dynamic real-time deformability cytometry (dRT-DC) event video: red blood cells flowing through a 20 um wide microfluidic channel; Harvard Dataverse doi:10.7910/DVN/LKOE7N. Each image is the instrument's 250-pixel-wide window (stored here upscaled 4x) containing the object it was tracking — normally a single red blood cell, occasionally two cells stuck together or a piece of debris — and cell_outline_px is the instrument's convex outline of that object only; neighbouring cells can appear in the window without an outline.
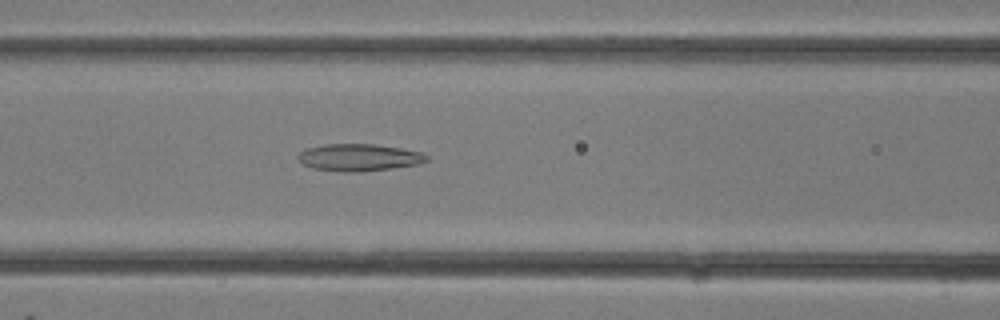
{"species": "common noctule bat (a hibernating species)", "species_latin": "Nyctalus noctula", "temperature_condition": "room temperature", "stored_images_in_passage": 30, "camera_frame_rate_fps": 3000, "um_per_image_px": 0.085, "animal": {"sex": "female"}, "frame": {"image": 1, "passage_image": 13, "time_ms": 4.0, "image_size_px": [1000, 320], "cell_outline_px": [[428, 160], [420, 164], [392, 168], [360, 172], [344, 172], [312, 168], [304, 164], [296, 156], [304, 148], [324, 144], [376, 144], [424, 152], [428, 156]], "centroid_in_image_um": [30.53, 13.38], "position_along_channel_um": 136.1, "area_um2": 20.52}}
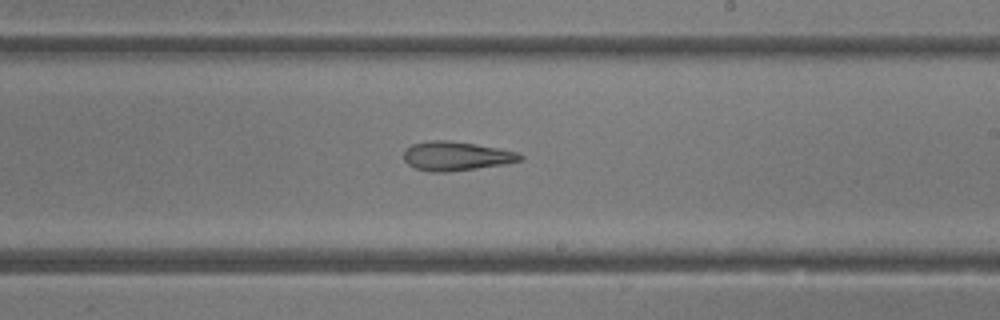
{"frame": {"image": 2, "passage_image": 18, "time_ms": 5.667, "image_size_px": [1000, 320], "cell_outline_px": [[524, 156], [520, 160], [508, 164], [444, 172], [432, 172], [416, 168], [408, 164], [404, 160], [404, 148], [412, 144], [428, 140], [448, 140], [476, 144], [520, 152]], "centroid_in_image_um": [38.78, 13.25], "position_along_channel_um": 250.2, "area_um2": 19.83}}
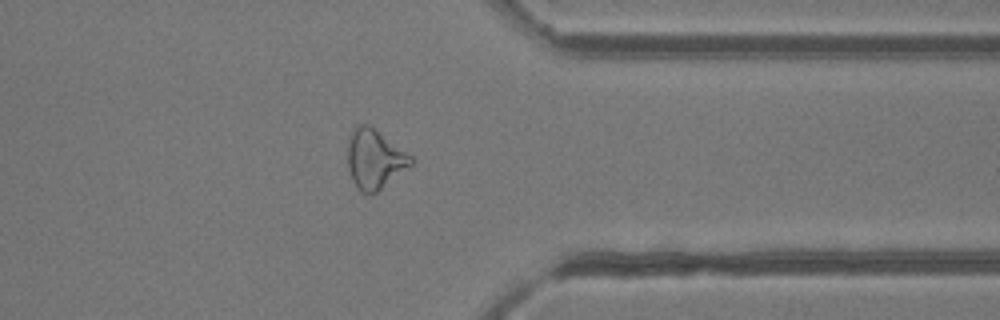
{"frame": {"image": 3, "passage_image": 24, "time_ms": 7.667, "image_size_px": [1000, 320], "cell_outline_px": [[412, 164], [376, 192], [360, 192], [356, 188], [352, 180], [348, 168], [348, 140], [352, 132], [360, 124], [368, 124], [412, 156]], "centroid_in_image_um": [31.82, 13.53], "position_along_channel_um": 379.6, "area_um2": 21.33}}